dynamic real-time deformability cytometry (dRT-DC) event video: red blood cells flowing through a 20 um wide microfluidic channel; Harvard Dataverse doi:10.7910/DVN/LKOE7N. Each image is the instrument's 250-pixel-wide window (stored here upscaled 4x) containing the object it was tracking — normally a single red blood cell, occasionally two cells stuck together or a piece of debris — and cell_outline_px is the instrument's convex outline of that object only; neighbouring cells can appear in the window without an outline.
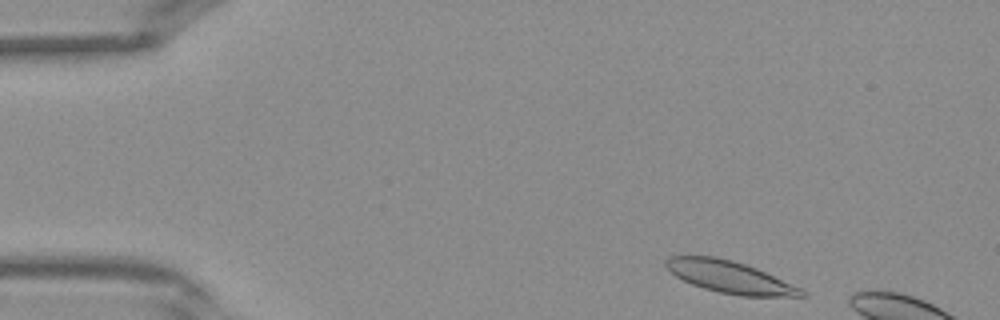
{"species": "Egyptian fruit bat (a non-hibernating species)", "species_latin": "Rousettus aegyptiacus", "temperature_condition": "warm", "stored_images_in_passage": 6, "camera_frame_rate_fps": 3000, "um_per_image_px": 0.085, "frame": {"image": 1, "passage_image": 2, "time_ms": 0.333, "image_size_px": [1000, 320], "cell_outline_px": [[808, 296], [740, 296], [720, 292], [704, 288], [692, 284], [676, 276], [664, 264], [664, 260], [672, 256], [716, 256], [732, 260], [756, 268], [800, 288], [808, 292]], "centroid_in_image_um": [62.04, 23.54], "position_along_channel_um": 23.0, "area_um2": 24.97}}